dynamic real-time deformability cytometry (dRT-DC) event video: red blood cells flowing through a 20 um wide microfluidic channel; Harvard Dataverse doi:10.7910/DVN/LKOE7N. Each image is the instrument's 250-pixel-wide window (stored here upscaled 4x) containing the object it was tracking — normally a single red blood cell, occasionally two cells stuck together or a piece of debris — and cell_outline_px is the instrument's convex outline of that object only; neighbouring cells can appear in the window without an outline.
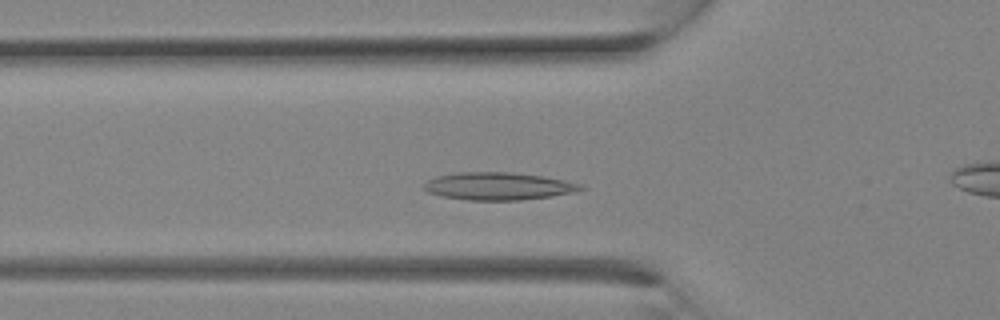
{"species": "Egyptian fruit bat (a non-hibernating species)", "species_latin": "Rousettus aegyptiacus", "temperature_condition": "room temperature", "stored_images_in_passage": 26, "camera_frame_rate_fps": 3000, "um_per_image_px": 0.085, "animal": {"sex": "female"}, "frame": {"image": 1, "passage_image": 6, "time_ms": 1.667, "image_size_px": [1000, 320], "cell_outline_px": [[588, 188], [572, 192], [552, 196], [520, 200], [468, 200], [444, 196], [428, 192], [420, 188], [420, 184], [436, 176], [456, 172], [512, 172], [544, 176], [584, 184]], "centroid_in_image_um": [42.34, 15.81], "position_along_channel_um": 83.5, "area_um2": 25.49}}
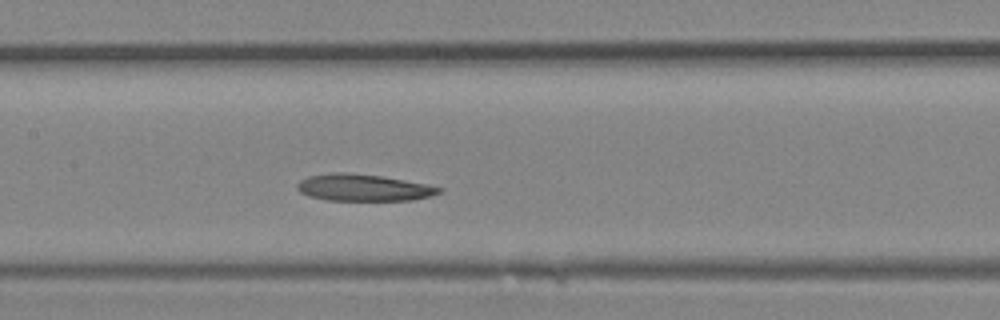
{"frame": {"image": 2, "passage_image": 10, "time_ms": 3.0, "image_size_px": [1000, 320], "cell_outline_px": [[444, 188], [440, 192], [432, 196], [412, 200], [328, 200], [308, 196], [300, 192], [296, 188], [296, 184], [300, 180], [308, 176], [332, 172], [344, 172], [380, 176], [404, 180]], "centroid_in_image_um": [30.85, 15.95], "position_along_channel_um": 176.5, "area_um2": 22.08}}
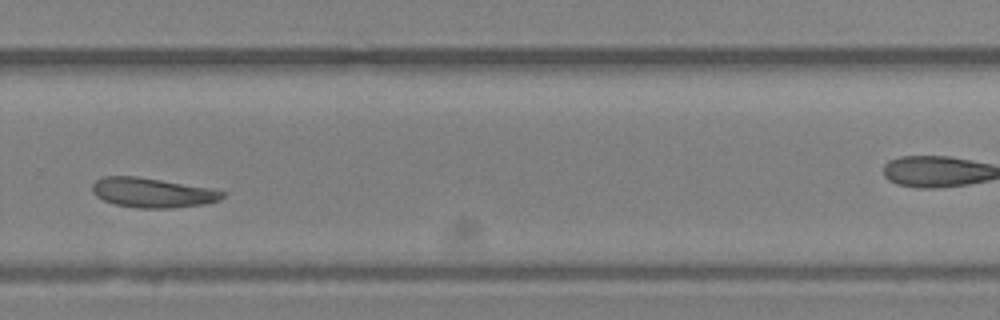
{"frame": {"image": 3, "passage_image": 16, "time_ms": 5.0, "image_size_px": [1000, 320], "cell_outline_px": [[224, 196], [220, 200], [204, 204], [172, 208], [140, 208], [116, 204], [104, 200], [96, 196], [92, 192], [92, 184], [96, 180], [104, 176], [136, 176], [208, 188], [224, 192]], "centroid_in_image_um": [12.92, 16.38], "position_along_channel_um": 316.9, "area_um2": 22.2}}